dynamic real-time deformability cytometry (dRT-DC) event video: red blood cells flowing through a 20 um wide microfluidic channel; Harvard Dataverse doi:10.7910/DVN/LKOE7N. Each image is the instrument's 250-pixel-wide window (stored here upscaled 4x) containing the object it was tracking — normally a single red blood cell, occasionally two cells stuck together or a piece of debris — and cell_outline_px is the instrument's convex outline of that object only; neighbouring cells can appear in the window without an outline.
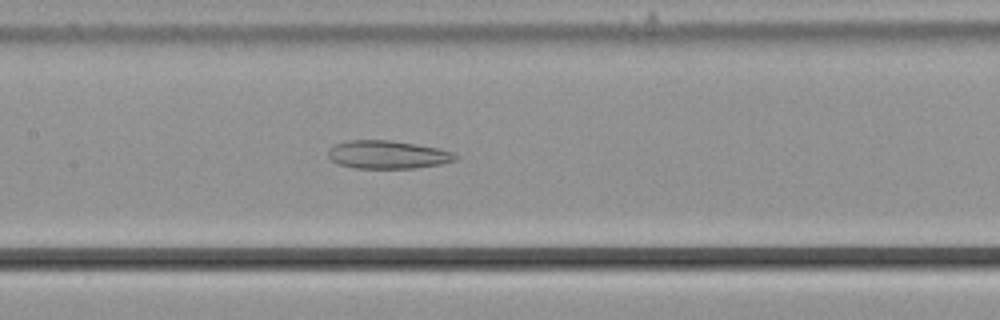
{"species": "common noctule bat (a hibernating species)", "species_latin": "Nyctalus noctula", "temperature_condition": "cold", "stored_images_in_passage": 41, "camera_frame_rate_fps": 3000, "um_per_image_px": 0.085, "animal": {"sex": "male", "body_mass_g": 21.5, "forearm_length_mm": 52.0}, "frame": {"image": 1, "passage_image": 13, "time_ms": 4.0, "image_size_px": [1000, 320], "cell_outline_px": [[460, 156], [456, 160], [440, 164], [416, 168], [352, 168], [336, 164], [328, 156], [328, 152], [336, 144], [348, 140], [388, 140], [440, 148], [452, 152]], "centroid_in_image_um": [32.96, 13.15], "position_along_channel_um": 174.4, "area_um2": 20.87}}
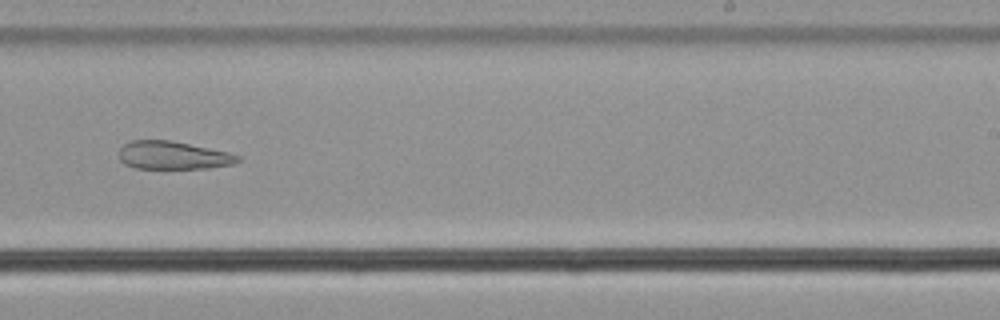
{"frame": {"image": 2, "passage_image": 21, "time_ms": 6.667, "image_size_px": [1000, 320], "cell_outline_px": [[240, 160], [232, 164], [208, 168], [136, 168], [124, 164], [120, 160], [120, 148], [124, 144], [132, 140], [172, 140], [228, 152], [240, 156]], "centroid_in_image_um": [14.7, 13.19], "position_along_channel_um": 274.3, "area_um2": 19.31}}
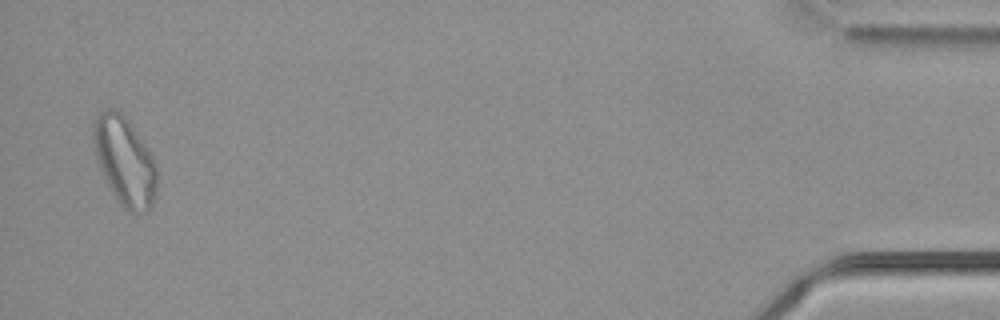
{"frame": {"image": 3, "passage_image": 40, "time_ms": 13.0, "image_size_px": [1000, 320], "cell_outline_px": [[156, 196], [152, 204], [144, 212], [128, 212], [120, 204], [112, 192], [96, 160], [92, 136], [92, 124], [96, 116], [100, 112], [108, 108], [116, 108], [128, 120], [148, 152], [156, 168]], "centroid_in_image_um": [10.55, 13.69], "position_along_channel_um": 424.7, "area_um2": 32.25}, "authors_computed_cell_mechanics": {"area_um2": 24.6228, "velocity_mm_per_s": 3.7507, "shape_relaxation_time_tau1_ms": null, "shape_relaxation_time_tau2_ms": 9.1764, "deformation_change_tau1": null, "deformation_change_tau2": 0.2202}}